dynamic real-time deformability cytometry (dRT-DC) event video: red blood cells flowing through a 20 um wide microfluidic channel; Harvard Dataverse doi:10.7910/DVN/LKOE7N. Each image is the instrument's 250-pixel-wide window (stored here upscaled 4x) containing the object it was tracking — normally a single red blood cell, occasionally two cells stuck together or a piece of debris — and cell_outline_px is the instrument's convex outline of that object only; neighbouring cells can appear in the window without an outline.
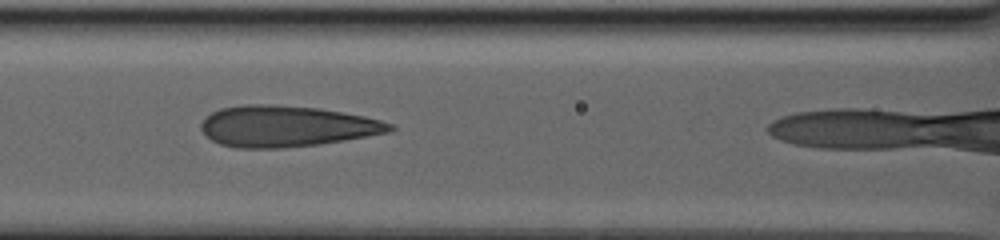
{"species": "human", "species_latin": "Homo sapiens", "temperature_condition": "warm", "stored_images_in_passage": 66, "camera_frame_rate_fps": 3000, "um_per_image_px": 0.085, "donor": {"sex": "male"}, "frame": {"image": 1, "passage_image": 32, "time_ms": 10.333, "image_size_px": [1000, 240], "cell_outline_px": [[396, 128], [388, 132], [344, 140], [316, 144], [284, 148], [236, 148], [220, 144], [212, 140], [200, 128], [200, 124], [212, 112], [220, 108], [244, 104], [272, 104], [320, 108], [364, 116], [380, 120], [392, 124]], "centroid_in_image_um": [24.33, 10.72], "position_along_channel_um": 142.3, "area_um2": 45.03}}
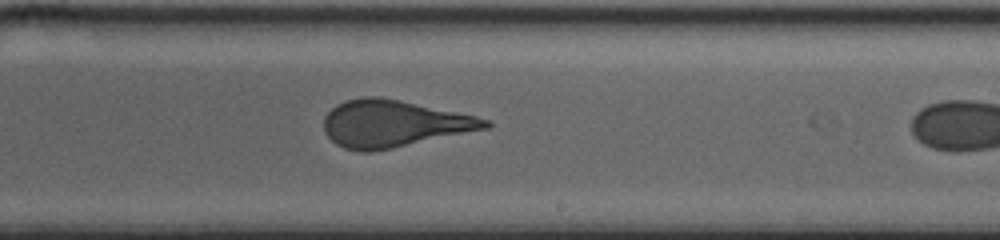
{"frame": {"image": 2, "passage_image": 45, "time_ms": 14.667, "image_size_px": [1000, 240], "cell_outline_px": [[492, 128], [372, 152], [360, 152], [344, 148], [336, 144], [324, 132], [324, 116], [336, 104], [344, 100], [364, 96], [380, 96], [476, 116], [488, 120], [492, 124]], "centroid_in_image_um": [33.45, 10.51], "position_along_channel_um": 255.6, "area_um2": 44.33}}
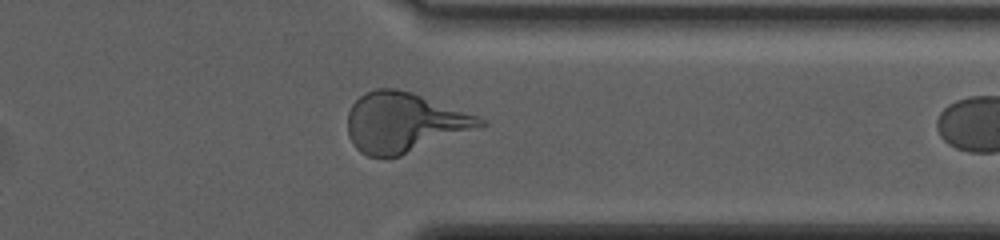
{"frame": {"image": 3, "passage_image": 59, "time_ms": 19.333, "image_size_px": [1000, 240], "cell_outline_px": [[488, 124], [484, 128], [400, 156], [368, 156], [360, 152], [352, 144], [348, 136], [348, 112], [352, 104], [364, 92], [376, 88], [396, 88], [412, 92], [476, 116], [484, 120]], "centroid_in_image_um": [34.36, 10.42], "position_along_channel_um": 377.0, "area_um2": 46.41}}